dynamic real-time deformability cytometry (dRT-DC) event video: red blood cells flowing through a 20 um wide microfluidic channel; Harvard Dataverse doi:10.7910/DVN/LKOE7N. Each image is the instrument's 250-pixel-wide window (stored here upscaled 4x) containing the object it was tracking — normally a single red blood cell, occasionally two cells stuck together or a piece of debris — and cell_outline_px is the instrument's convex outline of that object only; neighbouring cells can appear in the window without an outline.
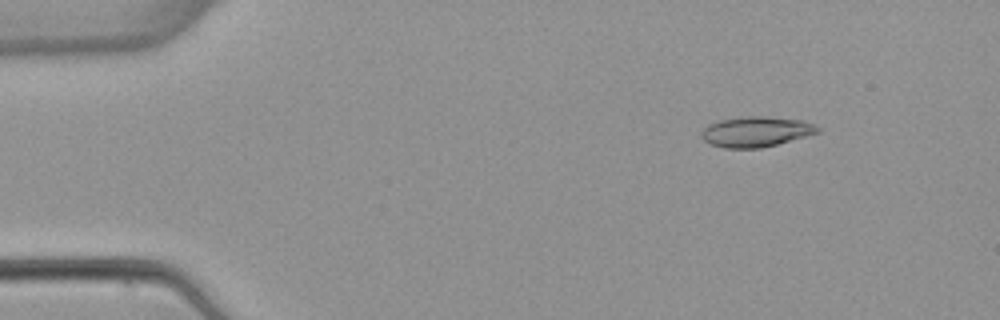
{"species": "common noctule bat (a hibernating species)", "species_latin": "Nyctalus noctula", "temperature_condition": "warm", "stored_images_in_passage": 4, "camera_frame_rate_fps": 3000, "um_per_image_px": 0.085, "animal": {"sex": "female", "body_mass_g": 22.7, "forearm_length_mm": 54.2}, "frame": {"image": 1, "passage_image": 2, "time_ms": 1.333, "image_size_px": [1000, 320], "cell_outline_px": [[820, 132], [776, 144], [760, 148], [724, 148], [712, 144], [704, 140], [700, 136], [700, 132], [708, 124], [720, 120], [748, 116], [764, 116], [804, 120], [820, 128]], "centroid_in_image_um": [64.24, 11.19], "position_along_channel_um": 20.8, "area_um2": 20.4}}